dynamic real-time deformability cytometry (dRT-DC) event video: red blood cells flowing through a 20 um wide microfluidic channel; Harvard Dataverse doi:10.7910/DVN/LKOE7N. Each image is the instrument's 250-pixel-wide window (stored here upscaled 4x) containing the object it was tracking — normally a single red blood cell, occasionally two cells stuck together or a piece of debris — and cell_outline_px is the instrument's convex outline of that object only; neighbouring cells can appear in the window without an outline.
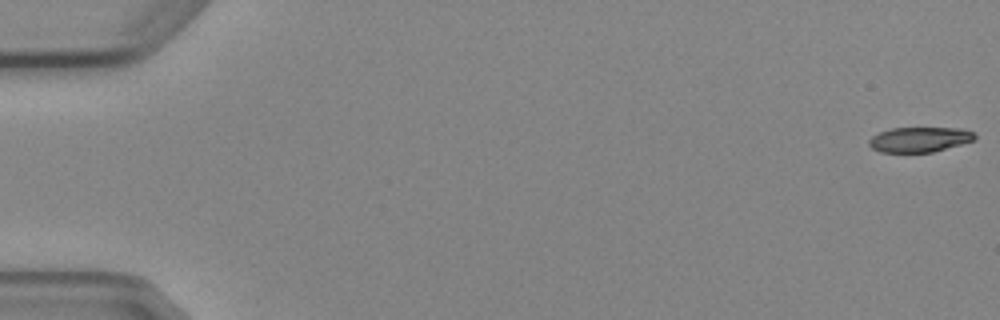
{"species": "Egyptian fruit bat (a non-hibernating species)", "species_latin": "Rousettus aegyptiacus", "temperature_condition": "cold", "stored_images_in_passage": 6, "camera_frame_rate_fps": 3000, "um_per_image_px": 0.085, "animal": {"sex": "female"}, "frame": {"image": 1, "passage_image": 1, "time_ms": 0.0, "image_size_px": [1000, 320], "cell_outline_px": [[976, 140], [932, 152], [880, 152], [872, 148], [868, 144], [868, 140], [872, 136], [880, 132], [892, 128], [960, 128], [972, 132], [976, 136]], "centroid_in_image_um": [78.15, 11.86], "position_along_channel_um": 6.8, "area_um2": 15.37}}
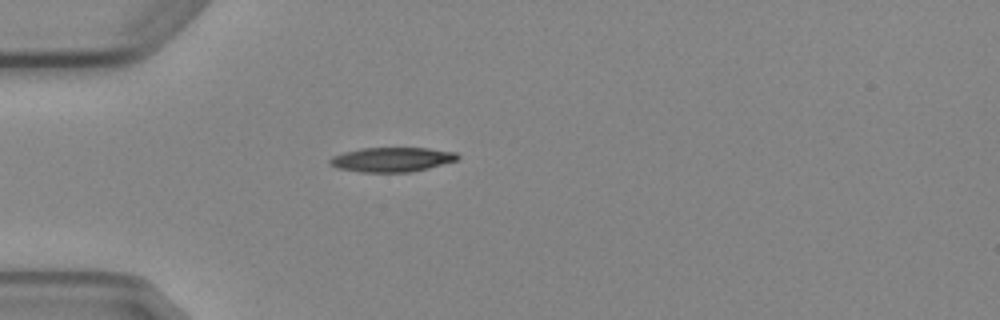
{"frame": {"image": 2, "passage_image": 5, "time_ms": 5.0, "image_size_px": [1000, 320], "cell_outline_px": [[460, 156], [456, 160], [428, 168], [412, 172], [360, 172], [336, 168], [328, 164], [328, 160], [332, 156], [344, 152], [360, 148], [428, 148], [456, 152]], "centroid_in_image_um": [33.26, 13.56], "position_along_channel_um": 51.7, "area_um2": 18.32}}